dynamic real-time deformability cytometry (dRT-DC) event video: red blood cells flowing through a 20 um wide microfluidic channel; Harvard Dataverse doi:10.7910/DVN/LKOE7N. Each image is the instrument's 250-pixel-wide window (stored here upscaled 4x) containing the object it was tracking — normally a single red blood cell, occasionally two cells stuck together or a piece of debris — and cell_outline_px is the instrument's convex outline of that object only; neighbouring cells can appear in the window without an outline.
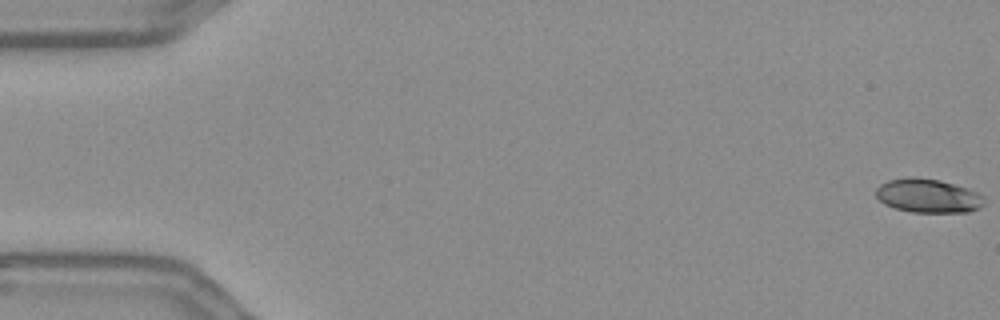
{"species": "Egyptian fruit bat (a non-hibernating species)", "species_latin": "Rousettus aegyptiacus", "temperature_condition": "warm", "stored_images_in_passage": 56, "camera_frame_rate_fps": 3000, "um_per_image_px": 0.085, "frame": {"image": 1, "passage_image": 1, "time_ms": 0.0, "image_size_px": [1000, 320], "cell_outline_px": [[984, 204], [980, 208], [968, 212], [912, 212], [896, 208], [884, 204], [876, 196], [876, 188], [880, 184], [888, 180], [904, 176], [916, 176], [940, 180], [968, 188], [984, 196]], "centroid_in_image_um": [78.88, 16.62], "position_along_channel_um": 6.1, "area_um2": 21.62}}
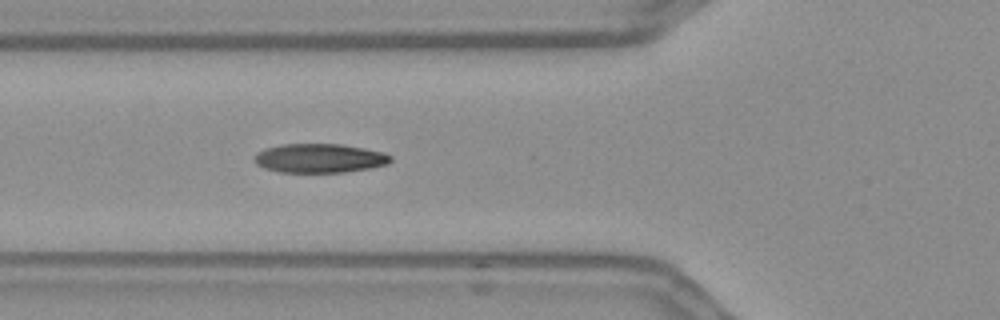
{"frame": {"image": 2, "passage_image": 21, "time_ms": 6.667, "image_size_px": [1000, 320], "cell_outline_px": [[392, 160], [388, 164], [368, 168], [344, 172], [280, 172], [264, 168], [256, 164], [252, 160], [256, 152], [264, 148], [280, 144], [340, 144], [364, 148], [384, 152], [392, 156]], "centroid_in_image_um": [27.12, 13.44], "position_along_channel_um": 98.7, "area_um2": 23.24}}
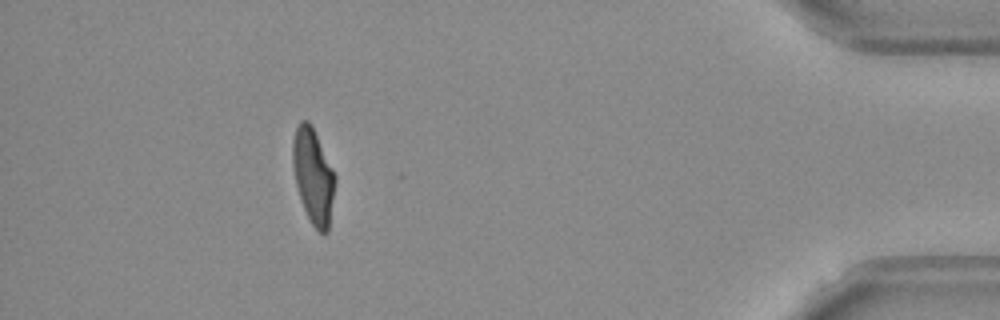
{"frame": {"image": 3, "passage_image": 51, "time_ms": 16.667, "image_size_px": [1000, 320], "cell_outline_px": [[336, 180], [328, 232], [320, 232], [312, 224], [304, 208], [296, 184], [292, 164], [292, 140], [296, 128], [300, 120], [308, 120], [312, 124], [336, 176]], "centroid_in_image_um": [26.62, 14.91], "position_along_channel_um": 408.6, "area_um2": 23.41}, "authors_computed_cell_mechanics": {"area_um2": 23.1778, "velocity_mm_per_s": 3.6514, "shape_relaxation_time_tau1_ms": 4.9756, "shape_relaxation_time_tau2_ms": 1.2011, "deformation_change_tau1": 0.1979, "deformation_change_tau2": 0.0815}}